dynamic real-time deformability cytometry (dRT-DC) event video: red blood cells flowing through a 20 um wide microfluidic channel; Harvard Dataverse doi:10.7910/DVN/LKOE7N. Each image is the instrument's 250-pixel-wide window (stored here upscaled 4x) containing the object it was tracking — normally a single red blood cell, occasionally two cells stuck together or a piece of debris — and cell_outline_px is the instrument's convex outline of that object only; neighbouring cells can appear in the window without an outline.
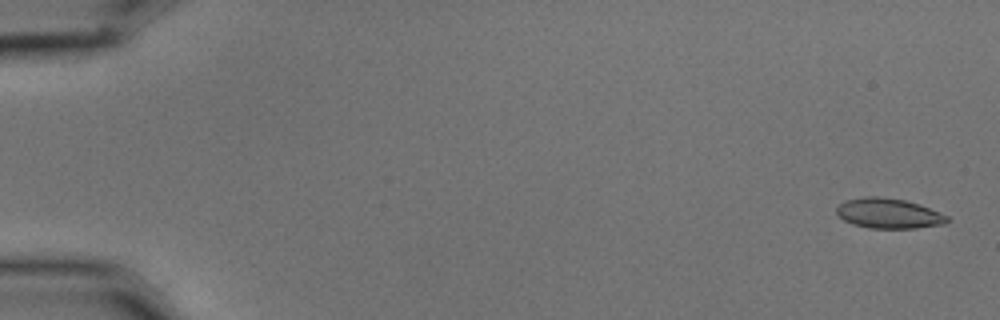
{"species": "common noctule bat (a hibernating species)", "species_latin": "Nyctalus noctula", "temperature_condition": "cold", "stored_images_in_passage": 11, "camera_frame_rate_fps": 3000, "um_per_image_px": 0.085, "animal": {"sex": "male", "body_mass_g": 15.6}, "frame": {"image": 1, "passage_image": 1, "time_ms": 0.0, "image_size_px": [1000, 320], "cell_outline_px": [[948, 220], [944, 224], [916, 228], [868, 228], [852, 224], [844, 220], [836, 212], [836, 208], [844, 200], [864, 196], [876, 196], [904, 200], [920, 204], [948, 216]], "centroid_in_image_um": [75.51, 18.13], "position_along_channel_um": 9.5, "area_um2": 19.36}}
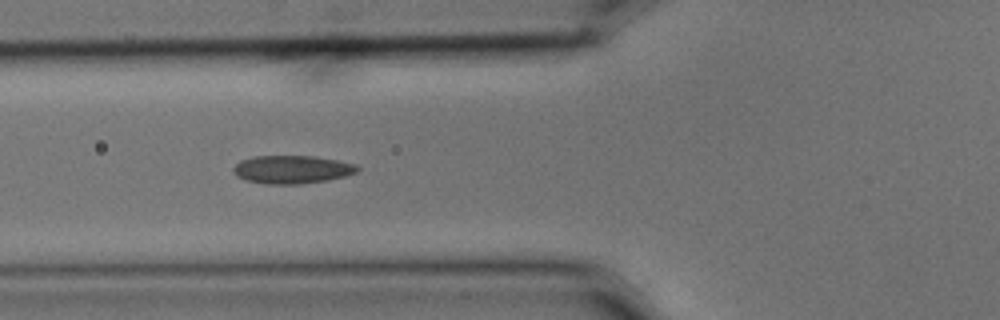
{"frame": {"image": 2, "passage_image": 6, "time_ms": 1.667, "image_size_px": [1000, 320], "cell_outline_px": [[360, 168], [356, 172], [344, 176], [328, 180], [300, 184], [264, 184], [248, 180], [236, 176], [232, 172], [232, 168], [240, 160], [252, 156], [312, 156], [336, 160], [356, 164]], "centroid_in_image_um": [24.78, 14.4], "position_along_channel_um": 101.0, "area_um2": 20.35}}
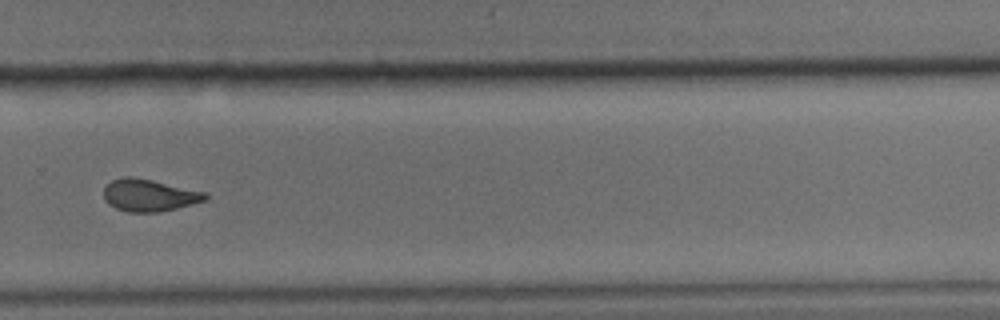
{"frame": {"image": 3, "passage_image": 11, "time_ms": 3.333, "image_size_px": [1000, 320], "cell_outline_px": [[208, 196], [204, 200], [176, 208], [160, 212], [128, 212], [116, 208], [108, 204], [104, 200], [104, 188], [112, 180], [124, 176], [132, 176], [152, 180], [208, 192]], "centroid_in_image_um": [12.66, 16.59], "position_along_channel_um": 317.1, "area_um2": 19.02}}